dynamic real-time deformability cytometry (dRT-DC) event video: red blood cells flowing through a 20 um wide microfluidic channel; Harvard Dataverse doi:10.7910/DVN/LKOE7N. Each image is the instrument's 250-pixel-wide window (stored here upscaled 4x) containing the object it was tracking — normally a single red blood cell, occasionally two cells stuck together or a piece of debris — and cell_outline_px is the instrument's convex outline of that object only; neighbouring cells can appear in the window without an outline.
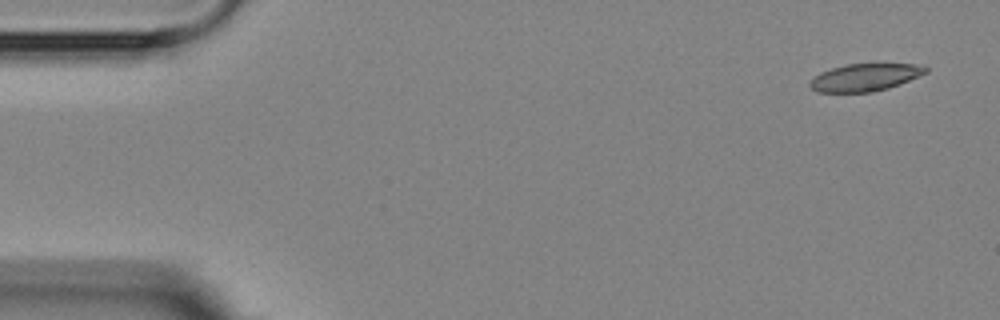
{"species": "Egyptian fruit bat (a non-hibernating species)", "species_latin": "Rousettus aegyptiacus", "temperature_condition": "room temperature", "stored_images_in_passage": 4, "camera_frame_rate_fps": 3000, "um_per_image_px": 0.085, "animal": {"sex": "female"}, "frame": {"image": 1, "passage_image": 1, "time_ms": 0.0, "image_size_px": [1000, 320], "cell_outline_px": [[928, 72], [900, 84], [888, 88], [868, 92], [816, 92], [808, 84], [820, 72], [832, 68], [848, 64], [916, 64], [928, 68]], "centroid_in_image_um": [73.53, 6.58], "position_along_channel_um": 11.5, "area_um2": 18.26}}